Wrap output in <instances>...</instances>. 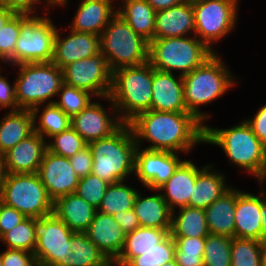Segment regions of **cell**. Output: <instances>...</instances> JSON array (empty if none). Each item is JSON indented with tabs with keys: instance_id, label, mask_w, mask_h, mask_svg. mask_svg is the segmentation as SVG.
<instances>
[{
	"instance_id": "1",
	"label": "cell",
	"mask_w": 266,
	"mask_h": 266,
	"mask_svg": "<svg viewBox=\"0 0 266 266\" xmlns=\"http://www.w3.org/2000/svg\"><path fill=\"white\" fill-rule=\"evenodd\" d=\"M129 125L137 146L150 143L146 149L189 154L204 143L205 125L190 112L148 110L138 114Z\"/></svg>"
},
{
	"instance_id": "2",
	"label": "cell",
	"mask_w": 266,
	"mask_h": 266,
	"mask_svg": "<svg viewBox=\"0 0 266 266\" xmlns=\"http://www.w3.org/2000/svg\"><path fill=\"white\" fill-rule=\"evenodd\" d=\"M204 144L221 147L231 164L253 175L258 183L266 177V146L244 120L229 128L205 125Z\"/></svg>"
},
{
	"instance_id": "3",
	"label": "cell",
	"mask_w": 266,
	"mask_h": 266,
	"mask_svg": "<svg viewBox=\"0 0 266 266\" xmlns=\"http://www.w3.org/2000/svg\"><path fill=\"white\" fill-rule=\"evenodd\" d=\"M229 70L217 52L201 66L182 76L186 108L204 125L211 114L202 112L200 107L211 104L237 83V76Z\"/></svg>"
},
{
	"instance_id": "4",
	"label": "cell",
	"mask_w": 266,
	"mask_h": 266,
	"mask_svg": "<svg viewBox=\"0 0 266 266\" xmlns=\"http://www.w3.org/2000/svg\"><path fill=\"white\" fill-rule=\"evenodd\" d=\"M93 164L91 174L114 184L134 175L137 143L129 123H124L112 135L89 144Z\"/></svg>"
},
{
	"instance_id": "5",
	"label": "cell",
	"mask_w": 266,
	"mask_h": 266,
	"mask_svg": "<svg viewBox=\"0 0 266 266\" xmlns=\"http://www.w3.org/2000/svg\"><path fill=\"white\" fill-rule=\"evenodd\" d=\"M153 67L149 62L121 67L112 72L109 97L120 119L129 123L138 114L151 110Z\"/></svg>"
},
{
	"instance_id": "6",
	"label": "cell",
	"mask_w": 266,
	"mask_h": 266,
	"mask_svg": "<svg viewBox=\"0 0 266 266\" xmlns=\"http://www.w3.org/2000/svg\"><path fill=\"white\" fill-rule=\"evenodd\" d=\"M214 54L195 35L154 38L149 42L148 62L163 72L189 74Z\"/></svg>"
},
{
	"instance_id": "7",
	"label": "cell",
	"mask_w": 266,
	"mask_h": 266,
	"mask_svg": "<svg viewBox=\"0 0 266 266\" xmlns=\"http://www.w3.org/2000/svg\"><path fill=\"white\" fill-rule=\"evenodd\" d=\"M18 68L15 83V98L20 109H30L38 105L55 103L62 86V69L51 62L24 63Z\"/></svg>"
},
{
	"instance_id": "8",
	"label": "cell",
	"mask_w": 266,
	"mask_h": 266,
	"mask_svg": "<svg viewBox=\"0 0 266 266\" xmlns=\"http://www.w3.org/2000/svg\"><path fill=\"white\" fill-rule=\"evenodd\" d=\"M100 51L112 72L121 67L138 66L148 62L149 42L137 34L116 14L100 35Z\"/></svg>"
},
{
	"instance_id": "9",
	"label": "cell",
	"mask_w": 266,
	"mask_h": 266,
	"mask_svg": "<svg viewBox=\"0 0 266 266\" xmlns=\"http://www.w3.org/2000/svg\"><path fill=\"white\" fill-rule=\"evenodd\" d=\"M48 13L45 10L43 16L21 13L20 35L13 55L5 64L14 66L52 61L57 28Z\"/></svg>"
},
{
	"instance_id": "10",
	"label": "cell",
	"mask_w": 266,
	"mask_h": 266,
	"mask_svg": "<svg viewBox=\"0 0 266 266\" xmlns=\"http://www.w3.org/2000/svg\"><path fill=\"white\" fill-rule=\"evenodd\" d=\"M0 201L25 217L37 219L53 213V201L38 173H6Z\"/></svg>"
},
{
	"instance_id": "11",
	"label": "cell",
	"mask_w": 266,
	"mask_h": 266,
	"mask_svg": "<svg viewBox=\"0 0 266 266\" xmlns=\"http://www.w3.org/2000/svg\"><path fill=\"white\" fill-rule=\"evenodd\" d=\"M240 0H192L195 36L211 51L236 28ZM219 41V42H218Z\"/></svg>"
},
{
	"instance_id": "12",
	"label": "cell",
	"mask_w": 266,
	"mask_h": 266,
	"mask_svg": "<svg viewBox=\"0 0 266 266\" xmlns=\"http://www.w3.org/2000/svg\"><path fill=\"white\" fill-rule=\"evenodd\" d=\"M75 232L53 213L35 218V259L42 266H69L71 239Z\"/></svg>"
},
{
	"instance_id": "13",
	"label": "cell",
	"mask_w": 266,
	"mask_h": 266,
	"mask_svg": "<svg viewBox=\"0 0 266 266\" xmlns=\"http://www.w3.org/2000/svg\"><path fill=\"white\" fill-rule=\"evenodd\" d=\"M63 82L83 89L100 99L109 96L112 86V71L105 55L97 54L77 60L62 68Z\"/></svg>"
},
{
	"instance_id": "14",
	"label": "cell",
	"mask_w": 266,
	"mask_h": 266,
	"mask_svg": "<svg viewBox=\"0 0 266 266\" xmlns=\"http://www.w3.org/2000/svg\"><path fill=\"white\" fill-rule=\"evenodd\" d=\"M102 99L109 102L110 110L112 109L110 112H107L99 101L93 100L79 114L71 118V127L87 144L112 135L124 124L110 97Z\"/></svg>"
},
{
	"instance_id": "15",
	"label": "cell",
	"mask_w": 266,
	"mask_h": 266,
	"mask_svg": "<svg viewBox=\"0 0 266 266\" xmlns=\"http://www.w3.org/2000/svg\"><path fill=\"white\" fill-rule=\"evenodd\" d=\"M180 154L171 151L151 150L136 147L134 176L149 190H158L174 173Z\"/></svg>"
},
{
	"instance_id": "16",
	"label": "cell",
	"mask_w": 266,
	"mask_h": 266,
	"mask_svg": "<svg viewBox=\"0 0 266 266\" xmlns=\"http://www.w3.org/2000/svg\"><path fill=\"white\" fill-rule=\"evenodd\" d=\"M38 175L53 202L59 197L75 193L80 179L68 158L54 154L48 149L43 155Z\"/></svg>"
},
{
	"instance_id": "17",
	"label": "cell",
	"mask_w": 266,
	"mask_h": 266,
	"mask_svg": "<svg viewBox=\"0 0 266 266\" xmlns=\"http://www.w3.org/2000/svg\"><path fill=\"white\" fill-rule=\"evenodd\" d=\"M62 36L57 28L52 62L63 68L77 60L89 58L100 52V36L93 33L75 32Z\"/></svg>"
},
{
	"instance_id": "18",
	"label": "cell",
	"mask_w": 266,
	"mask_h": 266,
	"mask_svg": "<svg viewBox=\"0 0 266 266\" xmlns=\"http://www.w3.org/2000/svg\"><path fill=\"white\" fill-rule=\"evenodd\" d=\"M175 74L153 68L151 110L188 112L184 100L183 78Z\"/></svg>"
},
{
	"instance_id": "19",
	"label": "cell",
	"mask_w": 266,
	"mask_h": 266,
	"mask_svg": "<svg viewBox=\"0 0 266 266\" xmlns=\"http://www.w3.org/2000/svg\"><path fill=\"white\" fill-rule=\"evenodd\" d=\"M46 150L47 140L33 132L4 153L5 172L10 174L38 173Z\"/></svg>"
},
{
	"instance_id": "20",
	"label": "cell",
	"mask_w": 266,
	"mask_h": 266,
	"mask_svg": "<svg viewBox=\"0 0 266 266\" xmlns=\"http://www.w3.org/2000/svg\"><path fill=\"white\" fill-rule=\"evenodd\" d=\"M258 195L236 189L235 238L263 240L261 225L262 183Z\"/></svg>"
},
{
	"instance_id": "21",
	"label": "cell",
	"mask_w": 266,
	"mask_h": 266,
	"mask_svg": "<svg viewBox=\"0 0 266 266\" xmlns=\"http://www.w3.org/2000/svg\"><path fill=\"white\" fill-rule=\"evenodd\" d=\"M115 0H81L69 26L75 32L102 34L108 22L117 14ZM116 8V9H115Z\"/></svg>"
},
{
	"instance_id": "22",
	"label": "cell",
	"mask_w": 266,
	"mask_h": 266,
	"mask_svg": "<svg viewBox=\"0 0 266 266\" xmlns=\"http://www.w3.org/2000/svg\"><path fill=\"white\" fill-rule=\"evenodd\" d=\"M194 34L195 20L192 0L156 11L154 38L183 37Z\"/></svg>"
},
{
	"instance_id": "23",
	"label": "cell",
	"mask_w": 266,
	"mask_h": 266,
	"mask_svg": "<svg viewBox=\"0 0 266 266\" xmlns=\"http://www.w3.org/2000/svg\"><path fill=\"white\" fill-rule=\"evenodd\" d=\"M197 176V165L191 160H183L173 175L158 189L171 211L189 206Z\"/></svg>"
},
{
	"instance_id": "24",
	"label": "cell",
	"mask_w": 266,
	"mask_h": 266,
	"mask_svg": "<svg viewBox=\"0 0 266 266\" xmlns=\"http://www.w3.org/2000/svg\"><path fill=\"white\" fill-rule=\"evenodd\" d=\"M108 259L116 260L121 253L125 233L120 229L114 216L96 211L93 221L85 232Z\"/></svg>"
},
{
	"instance_id": "25",
	"label": "cell",
	"mask_w": 266,
	"mask_h": 266,
	"mask_svg": "<svg viewBox=\"0 0 266 266\" xmlns=\"http://www.w3.org/2000/svg\"><path fill=\"white\" fill-rule=\"evenodd\" d=\"M231 187L227 183L226 176L219 169L217 171L212 163L198 167V176L190 196L189 207L205 210Z\"/></svg>"
},
{
	"instance_id": "26",
	"label": "cell",
	"mask_w": 266,
	"mask_h": 266,
	"mask_svg": "<svg viewBox=\"0 0 266 266\" xmlns=\"http://www.w3.org/2000/svg\"><path fill=\"white\" fill-rule=\"evenodd\" d=\"M96 211L95 207L76 193L59 197L53 202V214L75 233L86 232Z\"/></svg>"
},
{
	"instance_id": "27",
	"label": "cell",
	"mask_w": 266,
	"mask_h": 266,
	"mask_svg": "<svg viewBox=\"0 0 266 266\" xmlns=\"http://www.w3.org/2000/svg\"><path fill=\"white\" fill-rule=\"evenodd\" d=\"M153 191H157L155 195L147 197L139 191L134 200L133 211L137 215L140 227L171 229L172 211L160 191Z\"/></svg>"
},
{
	"instance_id": "28",
	"label": "cell",
	"mask_w": 266,
	"mask_h": 266,
	"mask_svg": "<svg viewBox=\"0 0 266 266\" xmlns=\"http://www.w3.org/2000/svg\"><path fill=\"white\" fill-rule=\"evenodd\" d=\"M236 188L233 186L214 201L205 212L208 230L211 234L234 237Z\"/></svg>"
},
{
	"instance_id": "29",
	"label": "cell",
	"mask_w": 266,
	"mask_h": 266,
	"mask_svg": "<svg viewBox=\"0 0 266 266\" xmlns=\"http://www.w3.org/2000/svg\"><path fill=\"white\" fill-rule=\"evenodd\" d=\"M30 109L6 112L0 119V151L4 154L34 132Z\"/></svg>"
},
{
	"instance_id": "30",
	"label": "cell",
	"mask_w": 266,
	"mask_h": 266,
	"mask_svg": "<svg viewBox=\"0 0 266 266\" xmlns=\"http://www.w3.org/2000/svg\"><path fill=\"white\" fill-rule=\"evenodd\" d=\"M119 14L128 25L148 42L154 39L156 11L146 0H120Z\"/></svg>"
},
{
	"instance_id": "31",
	"label": "cell",
	"mask_w": 266,
	"mask_h": 266,
	"mask_svg": "<svg viewBox=\"0 0 266 266\" xmlns=\"http://www.w3.org/2000/svg\"><path fill=\"white\" fill-rule=\"evenodd\" d=\"M170 231L171 229L138 227L125 235L123 249L115 261L120 266H125L132 258L144 254L162 242Z\"/></svg>"
},
{
	"instance_id": "32",
	"label": "cell",
	"mask_w": 266,
	"mask_h": 266,
	"mask_svg": "<svg viewBox=\"0 0 266 266\" xmlns=\"http://www.w3.org/2000/svg\"><path fill=\"white\" fill-rule=\"evenodd\" d=\"M177 212L172 211L170 231L172 237L200 238L210 234L204 209L185 206L179 208Z\"/></svg>"
},
{
	"instance_id": "33",
	"label": "cell",
	"mask_w": 266,
	"mask_h": 266,
	"mask_svg": "<svg viewBox=\"0 0 266 266\" xmlns=\"http://www.w3.org/2000/svg\"><path fill=\"white\" fill-rule=\"evenodd\" d=\"M41 108L43 109L41 110ZM31 111L33 113L34 132L45 140L71 127V118L55 103L38 105Z\"/></svg>"
},
{
	"instance_id": "34",
	"label": "cell",
	"mask_w": 266,
	"mask_h": 266,
	"mask_svg": "<svg viewBox=\"0 0 266 266\" xmlns=\"http://www.w3.org/2000/svg\"><path fill=\"white\" fill-rule=\"evenodd\" d=\"M70 249L69 266H101L109 260L85 232L73 234Z\"/></svg>"
},
{
	"instance_id": "35",
	"label": "cell",
	"mask_w": 266,
	"mask_h": 266,
	"mask_svg": "<svg viewBox=\"0 0 266 266\" xmlns=\"http://www.w3.org/2000/svg\"><path fill=\"white\" fill-rule=\"evenodd\" d=\"M138 192V189L127 185L125 181L110 184L97 210L112 216L119 211L131 210Z\"/></svg>"
},
{
	"instance_id": "36",
	"label": "cell",
	"mask_w": 266,
	"mask_h": 266,
	"mask_svg": "<svg viewBox=\"0 0 266 266\" xmlns=\"http://www.w3.org/2000/svg\"><path fill=\"white\" fill-rule=\"evenodd\" d=\"M35 218L26 217L6 232L1 241L8 249L25 250L34 253L36 247Z\"/></svg>"
},
{
	"instance_id": "37",
	"label": "cell",
	"mask_w": 266,
	"mask_h": 266,
	"mask_svg": "<svg viewBox=\"0 0 266 266\" xmlns=\"http://www.w3.org/2000/svg\"><path fill=\"white\" fill-rule=\"evenodd\" d=\"M231 243L229 236L210 233L205 240L203 266H231Z\"/></svg>"
},
{
	"instance_id": "38",
	"label": "cell",
	"mask_w": 266,
	"mask_h": 266,
	"mask_svg": "<svg viewBox=\"0 0 266 266\" xmlns=\"http://www.w3.org/2000/svg\"><path fill=\"white\" fill-rule=\"evenodd\" d=\"M231 266H262L261 241L232 238Z\"/></svg>"
},
{
	"instance_id": "39",
	"label": "cell",
	"mask_w": 266,
	"mask_h": 266,
	"mask_svg": "<svg viewBox=\"0 0 266 266\" xmlns=\"http://www.w3.org/2000/svg\"><path fill=\"white\" fill-rule=\"evenodd\" d=\"M93 96V94L86 90L63 83L58 92L57 97L59 99L55 101V104L72 118L94 100L92 99Z\"/></svg>"
},
{
	"instance_id": "40",
	"label": "cell",
	"mask_w": 266,
	"mask_h": 266,
	"mask_svg": "<svg viewBox=\"0 0 266 266\" xmlns=\"http://www.w3.org/2000/svg\"><path fill=\"white\" fill-rule=\"evenodd\" d=\"M175 242L169 234L162 242L144 254L132 258L125 266H163L174 260Z\"/></svg>"
},
{
	"instance_id": "41",
	"label": "cell",
	"mask_w": 266,
	"mask_h": 266,
	"mask_svg": "<svg viewBox=\"0 0 266 266\" xmlns=\"http://www.w3.org/2000/svg\"><path fill=\"white\" fill-rule=\"evenodd\" d=\"M47 141V149L57 155L70 158L87 146L85 140L72 128L54 135Z\"/></svg>"
},
{
	"instance_id": "42",
	"label": "cell",
	"mask_w": 266,
	"mask_h": 266,
	"mask_svg": "<svg viewBox=\"0 0 266 266\" xmlns=\"http://www.w3.org/2000/svg\"><path fill=\"white\" fill-rule=\"evenodd\" d=\"M109 185V183L101 180L98 176L88 174L79 179L75 193L91 206L98 209Z\"/></svg>"
},
{
	"instance_id": "43",
	"label": "cell",
	"mask_w": 266,
	"mask_h": 266,
	"mask_svg": "<svg viewBox=\"0 0 266 266\" xmlns=\"http://www.w3.org/2000/svg\"><path fill=\"white\" fill-rule=\"evenodd\" d=\"M21 13H16L0 29V61L5 63L14 53L16 41L20 35Z\"/></svg>"
},
{
	"instance_id": "44",
	"label": "cell",
	"mask_w": 266,
	"mask_h": 266,
	"mask_svg": "<svg viewBox=\"0 0 266 266\" xmlns=\"http://www.w3.org/2000/svg\"><path fill=\"white\" fill-rule=\"evenodd\" d=\"M0 255L3 266H38L32 252L5 248Z\"/></svg>"
},
{
	"instance_id": "45",
	"label": "cell",
	"mask_w": 266,
	"mask_h": 266,
	"mask_svg": "<svg viewBox=\"0 0 266 266\" xmlns=\"http://www.w3.org/2000/svg\"><path fill=\"white\" fill-rule=\"evenodd\" d=\"M0 0V4L5 5L9 9L15 11L16 13L24 14H37L36 7L38 4L44 3V8L48 9L50 7H55V0Z\"/></svg>"
},
{
	"instance_id": "46",
	"label": "cell",
	"mask_w": 266,
	"mask_h": 266,
	"mask_svg": "<svg viewBox=\"0 0 266 266\" xmlns=\"http://www.w3.org/2000/svg\"><path fill=\"white\" fill-rule=\"evenodd\" d=\"M68 159L80 178L91 174L93 159L88 145Z\"/></svg>"
},
{
	"instance_id": "47",
	"label": "cell",
	"mask_w": 266,
	"mask_h": 266,
	"mask_svg": "<svg viewBox=\"0 0 266 266\" xmlns=\"http://www.w3.org/2000/svg\"><path fill=\"white\" fill-rule=\"evenodd\" d=\"M26 217L13 207L0 201V232L2 236L18 225Z\"/></svg>"
},
{
	"instance_id": "48",
	"label": "cell",
	"mask_w": 266,
	"mask_h": 266,
	"mask_svg": "<svg viewBox=\"0 0 266 266\" xmlns=\"http://www.w3.org/2000/svg\"><path fill=\"white\" fill-rule=\"evenodd\" d=\"M2 67L0 65V73ZM4 77L3 74H0V110L3 108H8L10 111H16L20 108L18 107L16 98H15V83L13 85Z\"/></svg>"
},
{
	"instance_id": "49",
	"label": "cell",
	"mask_w": 266,
	"mask_h": 266,
	"mask_svg": "<svg viewBox=\"0 0 266 266\" xmlns=\"http://www.w3.org/2000/svg\"><path fill=\"white\" fill-rule=\"evenodd\" d=\"M175 242V252H185L191 254H204L206 237H173Z\"/></svg>"
},
{
	"instance_id": "50",
	"label": "cell",
	"mask_w": 266,
	"mask_h": 266,
	"mask_svg": "<svg viewBox=\"0 0 266 266\" xmlns=\"http://www.w3.org/2000/svg\"><path fill=\"white\" fill-rule=\"evenodd\" d=\"M256 137L266 146V104L258 109L254 117L245 118Z\"/></svg>"
},
{
	"instance_id": "51",
	"label": "cell",
	"mask_w": 266,
	"mask_h": 266,
	"mask_svg": "<svg viewBox=\"0 0 266 266\" xmlns=\"http://www.w3.org/2000/svg\"><path fill=\"white\" fill-rule=\"evenodd\" d=\"M113 216H114L115 221L119 224L120 229L125 234L133 232L138 227H140L137 215L133 211V209L128 210V211H119Z\"/></svg>"
},
{
	"instance_id": "52",
	"label": "cell",
	"mask_w": 266,
	"mask_h": 266,
	"mask_svg": "<svg viewBox=\"0 0 266 266\" xmlns=\"http://www.w3.org/2000/svg\"><path fill=\"white\" fill-rule=\"evenodd\" d=\"M203 255L175 252L174 259L179 266H203Z\"/></svg>"
},
{
	"instance_id": "53",
	"label": "cell",
	"mask_w": 266,
	"mask_h": 266,
	"mask_svg": "<svg viewBox=\"0 0 266 266\" xmlns=\"http://www.w3.org/2000/svg\"><path fill=\"white\" fill-rule=\"evenodd\" d=\"M146 1L155 11H160L184 3L187 0H146Z\"/></svg>"
},
{
	"instance_id": "54",
	"label": "cell",
	"mask_w": 266,
	"mask_h": 266,
	"mask_svg": "<svg viewBox=\"0 0 266 266\" xmlns=\"http://www.w3.org/2000/svg\"><path fill=\"white\" fill-rule=\"evenodd\" d=\"M260 215L263 239H266V190L264 189V184H262V205Z\"/></svg>"
},
{
	"instance_id": "55",
	"label": "cell",
	"mask_w": 266,
	"mask_h": 266,
	"mask_svg": "<svg viewBox=\"0 0 266 266\" xmlns=\"http://www.w3.org/2000/svg\"><path fill=\"white\" fill-rule=\"evenodd\" d=\"M16 14L15 11L0 4V29Z\"/></svg>"
},
{
	"instance_id": "56",
	"label": "cell",
	"mask_w": 266,
	"mask_h": 266,
	"mask_svg": "<svg viewBox=\"0 0 266 266\" xmlns=\"http://www.w3.org/2000/svg\"><path fill=\"white\" fill-rule=\"evenodd\" d=\"M6 172L4 167V154L0 151V192L4 183Z\"/></svg>"
},
{
	"instance_id": "57",
	"label": "cell",
	"mask_w": 266,
	"mask_h": 266,
	"mask_svg": "<svg viewBox=\"0 0 266 266\" xmlns=\"http://www.w3.org/2000/svg\"><path fill=\"white\" fill-rule=\"evenodd\" d=\"M261 261L262 266H266V239L261 241Z\"/></svg>"
},
{
	"instance_id": "58",
	"label": "cell",
	"mask_w": 266,
	"mask_h": 266,
	"mask_svg": "<svg viewBox=\"0 0 266 266\" xmlns=\"http://www.w3.org/2000/svg\"><path fill=\"white\" fill-rule=\"evenodd\" d=\"M69 3V0H55V6L56 7H60V6H67V4Z\"/></svg>"
},
{
	"instance_id": "59",
	"label": "cell",
	"mask_w": 266,
	"mask_h": 266,
	"mask_svg": "<svg viewBox=\"0 0 266 266\" xmlns=\"http://www.w3.org/2000/svg\"><path fill=\"white\" fill-rule=\"evenodd\" d=\"M101 266H120L115 260L109 259L106 263Z\"/></svg>"
},
{
	"instance_id": "60",
	"label": "cell",
	"mask_w": 266,
	"mask_h": 266,
	"mask_svg": "<svg viewBox=\"0 0 266 266\" xmlns=\"http://www.w3.org/2000/svg\"><path fill=\"white\" fill-rule=\"evenodd\" d=\"M163 266H179V265L177 264V262L174 259L170 262L165 263Z\"/></svg>"
},
{
	"instance_id": "61",
	"label": "cell",
	"mask_w": 266,
	"mask_h": 266,
	"mask_svg": "<svg viewBox=\"0 0 266 266\" xmlns=\"http://www.w3.org/2000/svg\"><path fill=\"white\" fill-rule=\"evenodd\" d=\"M0 266H3L2 260H1V255H0Z\"/></svg>"
}]
</instances>
